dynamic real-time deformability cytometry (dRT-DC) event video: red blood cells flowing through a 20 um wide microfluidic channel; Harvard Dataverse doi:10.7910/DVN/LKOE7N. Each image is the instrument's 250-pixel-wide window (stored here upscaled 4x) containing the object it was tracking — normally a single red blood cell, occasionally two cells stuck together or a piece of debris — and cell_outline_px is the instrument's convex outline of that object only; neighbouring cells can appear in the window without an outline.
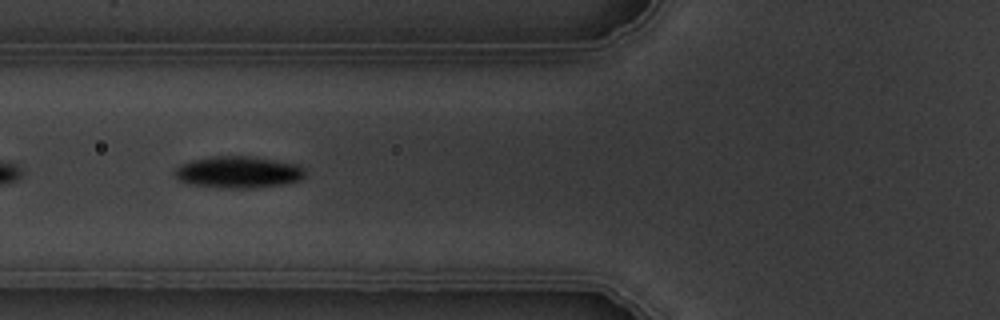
{"species": "common noctule bat (a hibernating species)", "species_latin": "Nyctalus noctula", "temperature_condition": "warm", "stored_images_in_passage": 9, "camera_frame_rate_fps": 3000, "um_per_image_px": 0.085, "animal": {"sex": "male", "body_mass_g": 19.5, "forearm_length_mm": 54.6}, "frame": {"image": 1, "passage_image": 7, "time_ms": 7.0, "image_size_px": [1000, 320], "cell_outline_px": [[304, 176], [300, 180], [284, 184], [248, 188], [224, 188], [188, 184], [180, 180], [172, 172], [180, 164], [192, 160], [212, 156], [248, 156], [276, 160], [296, 164], [304, 168]], "centroid_in_image_um": [20.23, 14.63], "position_along_channel_um": 105.6, "area_um2": 24.1}}